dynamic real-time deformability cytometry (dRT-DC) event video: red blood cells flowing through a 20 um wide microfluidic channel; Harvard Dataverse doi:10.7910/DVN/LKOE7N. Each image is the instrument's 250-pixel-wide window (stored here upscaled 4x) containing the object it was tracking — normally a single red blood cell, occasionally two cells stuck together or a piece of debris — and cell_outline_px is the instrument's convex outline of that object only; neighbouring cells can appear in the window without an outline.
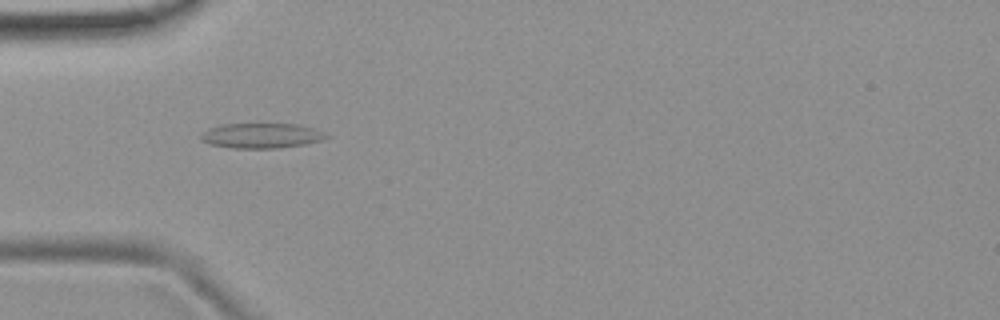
{"species": "common noctule bat (a hibernating species)", "species_latin": "Nyctalus noctula", "temperature_condition": "room temperature", "stored_images_in_passage": 52, "camera_frame_rate_fps": 3000, "um_per_image_px": 0.085, "animal": {"sex": "female", "body_mass_g": 19.9}, "frame": {"image": 1, "passage_image": 16, "time_ms": 5.0, "image_size_px": [1000, 320], "cell_outline_px": [[332, 136], [320, 140], [304, 144], [280, 148], [232, 148], [212, 144], [200, 140], [200, 136], [208, 128], [224, 124], [296, 124], [312, 128]], "centroid_in_image_um": [22.21, 11.53], "position_along_channel_um": 62.8, "area_um2": 18.09}}
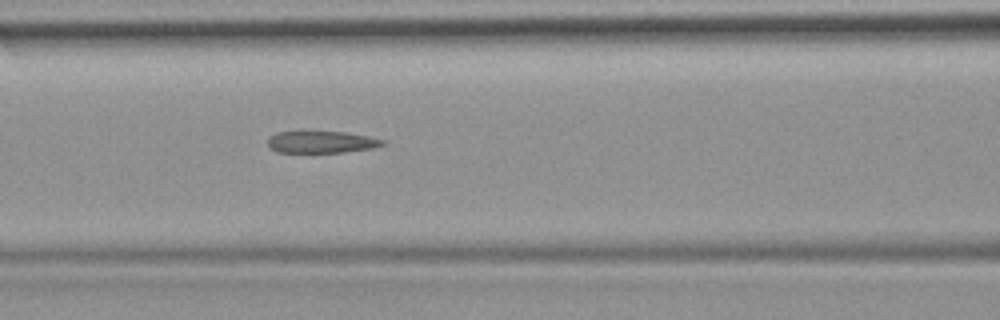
{"frame": {"image": 2, "passage_image": 22, "time_ms": 7.0, "image_size_px": [1000, 320], "cell_outline_px": [[388, 144], [376, 148], [344, 152], [276, 152], [268, 144], [268, 136], [276, 132], [344, 132], [368, 136], [388, 140]], "centroid_in_image_um": [27.41, 12.07], "position_along_channel_um": 139.2, "area_um2": 14.8}}
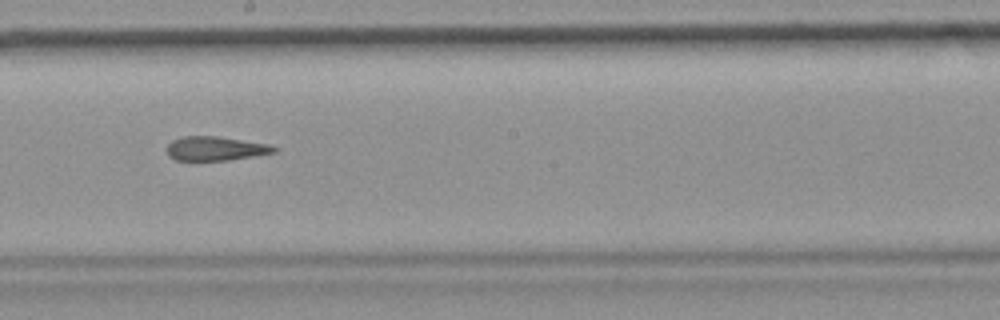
{"frame": {"image": 3, "passage_image": 29, "time_ms": 9.333, "image_size_px": [1000, 320], "cell_outline_px": [[280, 148], [276, 152], [228, 160], [176, 160], [168, 156], [168, 144], [172, 140], [180, 136], [216, 136], [268, 144]], "centroid_in_image_um": [18.31, 12.62], "position_along_channel_um": 229.9, "area_um2": 14.97}, "authors_computed_cell_mechanics": {"area_um2": 16.6464, "velocity_mm_per_s": 3.897, "shape_relaxation_time_tau1_ms": null, "shape_relaxation_time_tau2_ms": 5.7695, "deformation_change_tau1": null, "deformation_change_tau2": 0.1591}}